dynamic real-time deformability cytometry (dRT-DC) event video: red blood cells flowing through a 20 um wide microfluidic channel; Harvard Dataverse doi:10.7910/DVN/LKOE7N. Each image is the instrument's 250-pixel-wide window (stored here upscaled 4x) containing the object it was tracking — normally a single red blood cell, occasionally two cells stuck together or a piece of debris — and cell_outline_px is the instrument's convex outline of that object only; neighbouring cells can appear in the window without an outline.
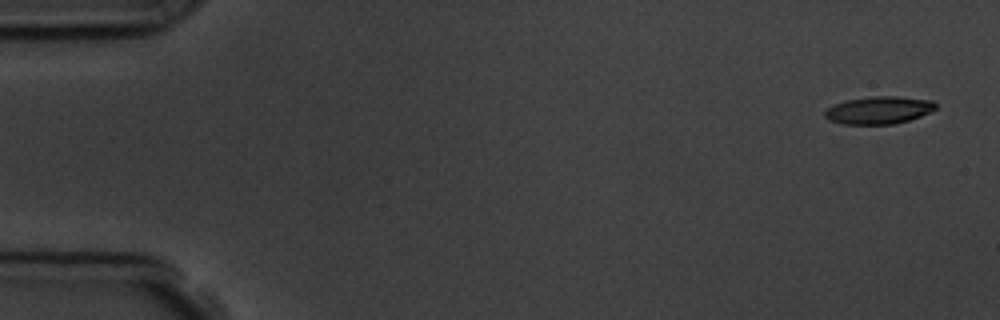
{"species": "common noctule bat (a hibernating species)", "species_latin": "Nyctalus noctula", "temperature_condition": "room temperature", "stored_images_in_passage": 5, "camera_frame_rate_fps": 3000, "um_per_image_px": 0.085, "animal": {"sex": "male", "body_mass_g": 19.5, "forearm_length_mm": 54.6}, "frame": {"image": 1, "passage_image": 1, "time_ms": 0.0, "image_size_px": [1000, 320], "cell_outline_px": [[936, 108], [920, 116], [908, 120], [892, 124], [840, 124], [828, 120], [824, 116], [824, 112], [828, 108], [836, 104], [848, 100], [872, 96], [896, 96], [932, 100], [936, 104]], "centroid_in_image_um": [74.68, 9.36], "position_along_channel_um": 10.3, "area_um2": 17.63}}
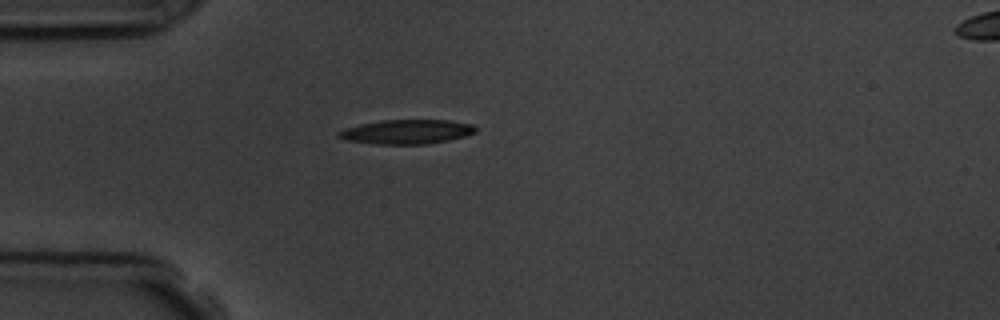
{"frame": {"image": 2, "passage_image": 5, "time_ms": 4.333, "image_size_px": [1000, 320], "cell_outline_px": [[476, 132], [464, 136], [448, 140], [428, 144], [376, 144], [344, 140], [336, 136], [336, 132], [344, 128], [360, 124], [384, 120], [452, 120], [472, 124], [476, 128]], "centroid_in_image_um": [34.54, 11.2], "position_along_channel_um": 50.5, "area_um2": 19.54}}